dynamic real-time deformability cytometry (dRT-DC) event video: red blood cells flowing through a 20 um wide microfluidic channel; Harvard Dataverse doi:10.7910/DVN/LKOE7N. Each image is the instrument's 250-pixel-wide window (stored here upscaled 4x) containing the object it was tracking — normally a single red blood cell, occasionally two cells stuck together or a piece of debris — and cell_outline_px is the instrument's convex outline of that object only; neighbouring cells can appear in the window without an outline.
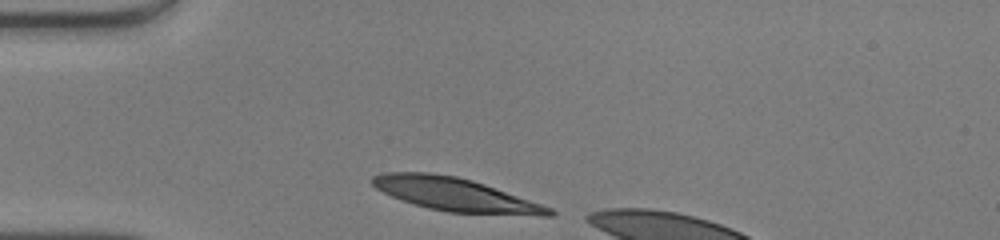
{"species": "human", "species_latin": "Homo sapiens", "temperature_condition": "warm", "stored_images_in_passage": 28, "camera_frame_rate_fps": 3000, "um_per_image_px": 0.085, "donor": {"sex": "male"}, "frame": {"image": 1, "passage_image": 1, "time_ms": 0.0, "image_size_px": [1000, 240], "cell_outline_px": [[556, 212], [552, 216], [540, 216], [448, 212], [428, 208], [392, 196], [376, 188], [368, 180], [372, 176], [384, 172], [428, 172], [456, 176], [472, 180], [484, 184], [552, 208]], "centroid_in_image_um": [38.7, 16.53], "position_along_channel_um": 46.3, "area_um2": 34.04}}
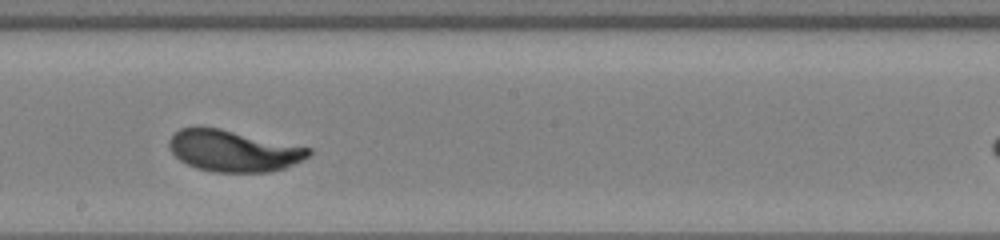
{"frame": {"image": 2, "passage_image": 16, "time_ms": 5.0, "image_size_px": [1000, 240], "cell_outline_px": [[312, 152], [308, 156], [284, 168], [272, 172], [212, 172], [196, 168], [180, 160], [168, 148], [168, 140], [180, 128], [196, 124], [220, 128], [312, 148]], "centroid_in_image_um": [19.79, 12.8], "position_along_channel_um": 228.4, "area_um2": 34.04}}
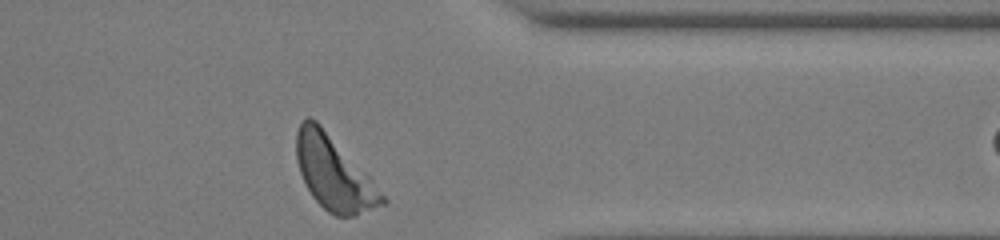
{"frame": {"image": 3, "passage_image": 28, "time_ms": 9.0, "image_size_px": [1000, 240], "cell_outline_px": [[388, 200], [384, 204], [356, 216], [336, 216], [328, 212], [312, 196], [300, 172], [296, 160], [296, 132], [300, 124], [308, 116], [312, 116], [320, 124]], "centroid_in_image_um": [28.33, 14.73], "position_along_channel_um": 383.1, "area_um2": 35.72}, "authors_computed_cell_mechanics": {"area_um2": 34.0731, "velocity_mm_per_s": 4.1011, "shape_relaxation_time_tau1_ms": 2.2018, "shape_relaxation_time_tau2_ms": null, "deformation_change_tau1": 0.192, "deformation_change_tau2": null}}